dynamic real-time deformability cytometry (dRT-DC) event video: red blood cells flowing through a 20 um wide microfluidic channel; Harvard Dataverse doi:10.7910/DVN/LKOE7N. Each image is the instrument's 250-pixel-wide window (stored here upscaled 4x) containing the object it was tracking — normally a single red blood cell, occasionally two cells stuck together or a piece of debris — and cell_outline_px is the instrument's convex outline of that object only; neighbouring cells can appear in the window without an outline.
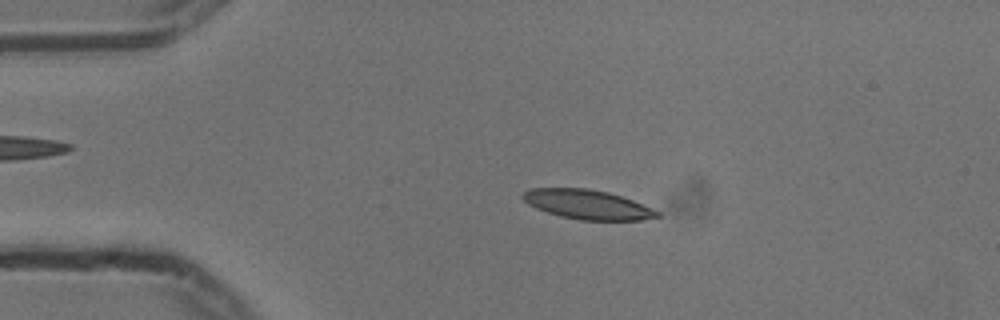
{"species": "common noctule bat (a hibernating species)", "species_latin": "Nyctalus noctula", "temperature_condition": "cold", "stored_images_in_passage": 54, "camera_frame_rate_fps": 3000, "um_per_image_px": 0.085, "animal": {"sex": "male", "body_mass_g": 13.3}, "frame": {"image": 1, "passage_image": 11, "time_ms": 3.333, "image_size_px": [1000, 320], "cell_outline_px": [[660, 216], [640, 220], [580, 220], [560, 216], [536, 208], [528, 204], [520, 196], [524, 192], [532, 188], [588, 188], [608, 192], [632, 200], [652, 208], [660, 212]], "centroid_in_image_um": [49.92, 17.38], "position_along_channel_um": 35.1, "area_um2": 22.89}}
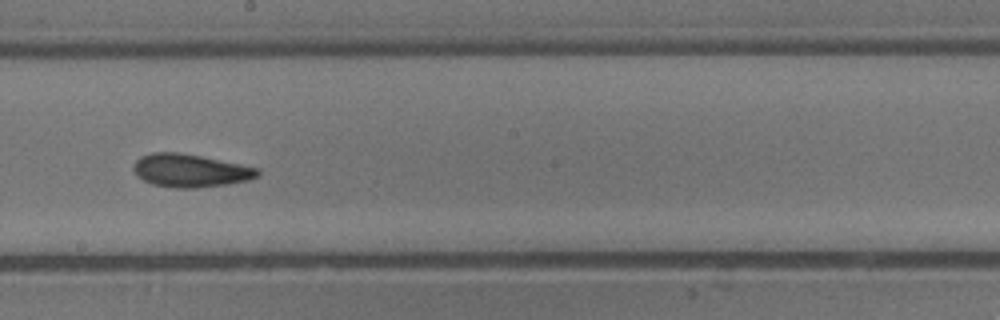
{"frame": {"image": 2, "passage_image": 30, "time_ms": 9.667, "image_size_px": [1000, 320], "cell_outline_px": [[260, 176], [248, 180], [228, 184], [196, 188], [176, 188], [152, 184], [136, 176], [132, 168], [132, 164], [140, 156], [152, 152], [176, 152], [200, 156], [260, 168]], "centroid_in_image_um": [16.16, 14.5], "position_along_channel_um": 232.0, "area_um2": 24.04}}
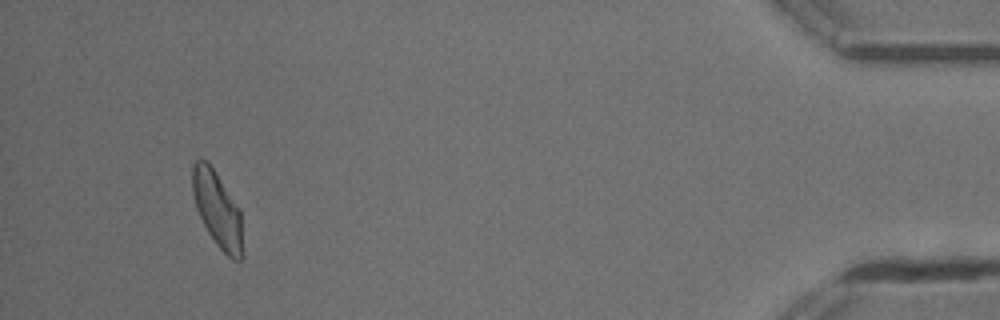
{"frame": {"image": 3, "passage_image": 51, "time_ms": 16.667, "image_size_px": [1000, 320], "cell_outline_px": [[244, 256], [240, 260], [232, 260], [216, 244], [208, 232], [196, 208], [192, 196], [192, 164], [196, 160], [204, 160], [212, 168], [240, 208], [244, 252]], "centroid_in_image_um": [18.5, 17.86], "position_along_channel_um": 416.7, "area_um2": 22.2}, "authors_computed_cell_mechanics": {"area_um2": 22.7443, "velocity_mm_per_s": 3.7083, "shape_relaxation_time_tau1_ms": 6.1765, "shape_relaxation_time_tau2_ms": 2.6105, "deformation_change_tau1": 0.1626, "deformation_change_tau2": 0.0937}}